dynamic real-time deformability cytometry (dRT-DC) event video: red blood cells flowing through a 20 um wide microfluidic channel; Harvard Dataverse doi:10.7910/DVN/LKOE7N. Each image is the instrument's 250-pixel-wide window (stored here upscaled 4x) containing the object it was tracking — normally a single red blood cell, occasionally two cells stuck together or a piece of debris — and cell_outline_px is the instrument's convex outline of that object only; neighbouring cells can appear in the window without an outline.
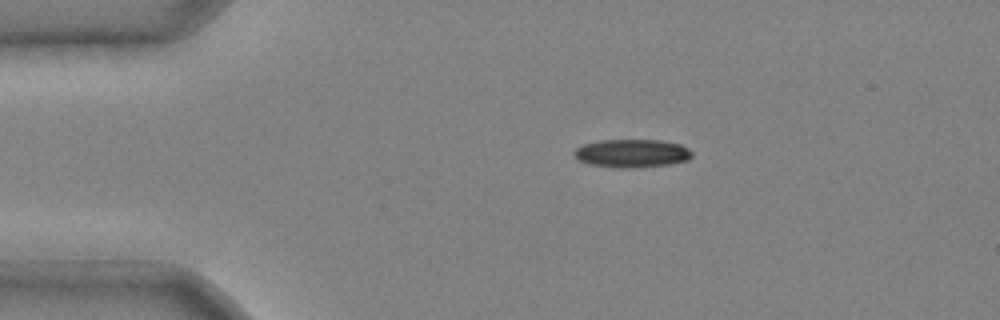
{"species": "common noctule bat (a hibernating species)", "species_latin": "Nyctalus noctula", "temperature_condition": "cold", "stored_images_in_passage": 2, "camera_frame_rate_fps": 3000, "um_per_image_px": 0.085, "animal": {"sex": "male", "body_mass_g": 20.4}, "frame": {"image": 1, "passage_image": 1, "time_ms": 0.0, "image_size_px": [1000, 320], "cell_outline_px": [[692, 156], [688, 160], [672, 164], [632, 168], [620, 168], [588, 164], [576, 160], [572, 152], [576, 148], [584, 144], [600, 140], [660, 140], [680, 144], [688, 148], [692, 152]], "centroid_in_image_um": [53.69, 13.04], "position_along_channel_um": 31.3, "area_um2": 19.59}}